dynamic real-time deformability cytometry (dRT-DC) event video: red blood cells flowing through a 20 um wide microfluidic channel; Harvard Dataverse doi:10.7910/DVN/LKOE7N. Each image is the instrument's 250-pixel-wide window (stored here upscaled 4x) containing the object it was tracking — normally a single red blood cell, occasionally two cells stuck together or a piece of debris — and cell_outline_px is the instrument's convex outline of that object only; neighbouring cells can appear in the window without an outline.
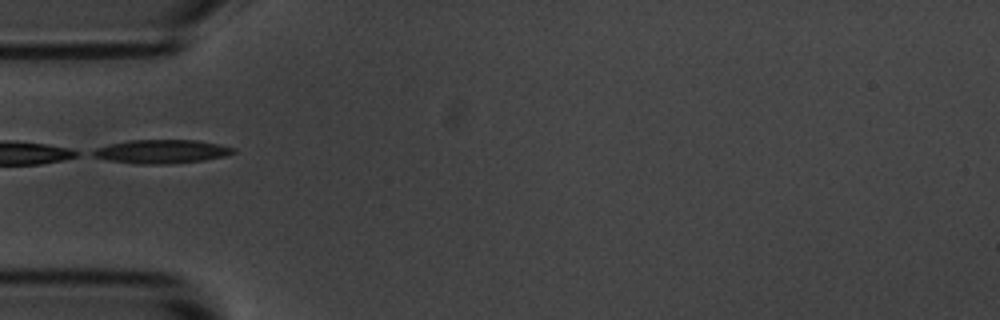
{"species": "common noctule bat (a hibernating species)", "species_latin": "Nyctalus noctula", "temperature_condition": "room temperature", "stored_images_in_passage": 2, "camera_frame_rate_fps": 3000, "um_per_image_px": 0.085, "animal": {"sex": "male", "body_mass_g": 20.1, "forearm_length_mm": 53.5}, "frame": {"image": 1, "passage_image": 2, "time_ms": 1.0, "image_size_px": [1000, 320], "cell_outline_px": [[236, 152], [228, 156], [204, 160], [168, 164], [136, 164], [108, 160], [92, 156], [88, 152], [96, 148], [108, 144], [128, 140], [196, 140], [220, 144], [236, 148]], "centroid_in_image_um": [13.73, 12.88], "position_along_channel_um": 71.3, "area_um2": 19.71}}